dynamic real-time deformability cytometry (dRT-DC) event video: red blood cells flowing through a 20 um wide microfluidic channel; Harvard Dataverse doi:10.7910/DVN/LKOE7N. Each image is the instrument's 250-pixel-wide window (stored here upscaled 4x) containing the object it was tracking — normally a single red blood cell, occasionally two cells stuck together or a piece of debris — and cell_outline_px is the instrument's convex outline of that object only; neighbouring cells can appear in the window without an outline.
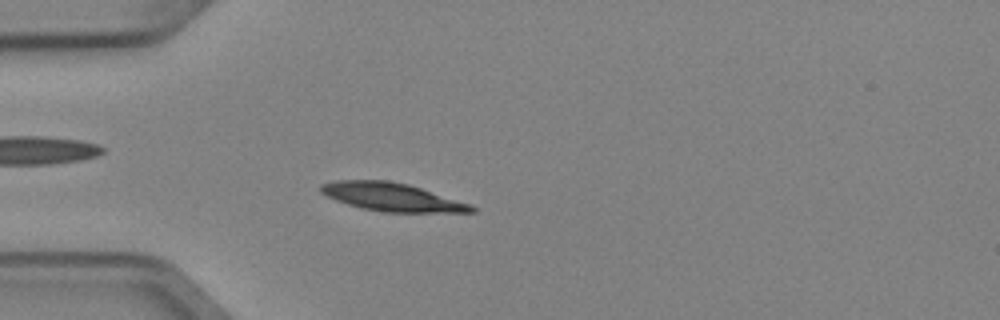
{"species": "Egyptian fruit bat (a non-hibernating species)", "species_latin": "Rousettus aegyptiacus", "temperature_condition": "cold", "stored_images_in_passage": 3, "camera_frame_rate_fps": 3000, "um_per_image_px": 0.085, "animal": {"sex": "female"}, "frame": {"image": 1, "passage_image": 3, "time_ms": 0.667, "image_size_px": [1000, 320], "cell_outline_px": [[476, 212], [384, 212], [360, 208], [336, 200], [320, 192], [320, 184], [332, 180], [388, 180], [408, 184], [472, 204], [476, 208]], "centroid_in_image_um": [33.3, 16.74], "position_along_channel_um": 51.7, "area_um2": 24.8}}